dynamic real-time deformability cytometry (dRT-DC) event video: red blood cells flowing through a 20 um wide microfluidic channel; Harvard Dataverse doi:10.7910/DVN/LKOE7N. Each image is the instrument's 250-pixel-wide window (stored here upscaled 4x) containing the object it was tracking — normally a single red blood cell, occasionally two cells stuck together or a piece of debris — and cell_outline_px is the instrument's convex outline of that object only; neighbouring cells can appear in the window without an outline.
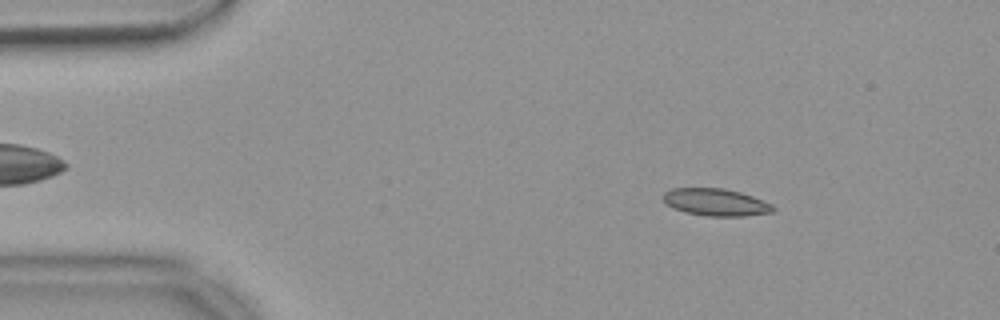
{"species": "common noctule bat (a hibernating species)", "species_latin": "Nyctalus noctula", "temperature_condition": "warm", "stored_images_in_passage": 9, "camera_frame_rate_fps": 3000, "um_per_image_px": 0.085, "animal": {"sex": "female", "body_mass_g": 18.4}, "frame": {"image": 1, "passage_image": 3, "time_ms": 0.667, "image_size_px": [1000, 320], "cell_outline_px": [[776, 208], [772, 212], [744, 216], [704, 216], [684, 212], [672, 208], [664, 200], [664, 192], [672, 188], [724, 188], [740, 192], [752, 196], [772, 204]], "centroid_in_image_um": [60.84, 17.19], "position_along_channel_um": 24.2, "area_um2": 17.46}}